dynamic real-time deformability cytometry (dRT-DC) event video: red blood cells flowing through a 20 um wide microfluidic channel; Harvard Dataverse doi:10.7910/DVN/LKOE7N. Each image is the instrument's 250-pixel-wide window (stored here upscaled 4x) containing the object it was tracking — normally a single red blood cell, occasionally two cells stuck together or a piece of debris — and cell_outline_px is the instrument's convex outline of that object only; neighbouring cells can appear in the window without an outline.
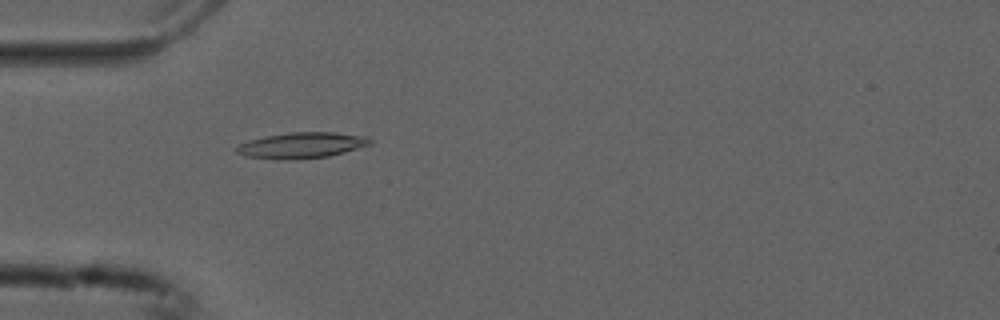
{"species": "common noctule bat (a hibernating species)", "species_latin": "Nyctalus noctula", "temperature_condition": "cold", "stored_images_in_passage": 54, "camera_frame_rate_fps": 3000, "um_per_image_px": 0.085, "animal": {"sex": "male", "forearm_length_mm": 52.5}, "frame": {"image": 1, "passage_image": 16, "time_ms": 5.0, "image_size_px": [1000, 320], "cell_outline_px": [[372, 144], [344, 152], [328, 156], [296, 160], [276, 160], [244, 156], [236, 152], [232, 148], [236, 144], [248, 140], [264, 136], [292, 132], [336, 132], [368, 136], [372, 140]], "centroid_in_image_um": [25.58, 12.35], "position_along_channel_um": 59.4, "area_um2": 20.63}}
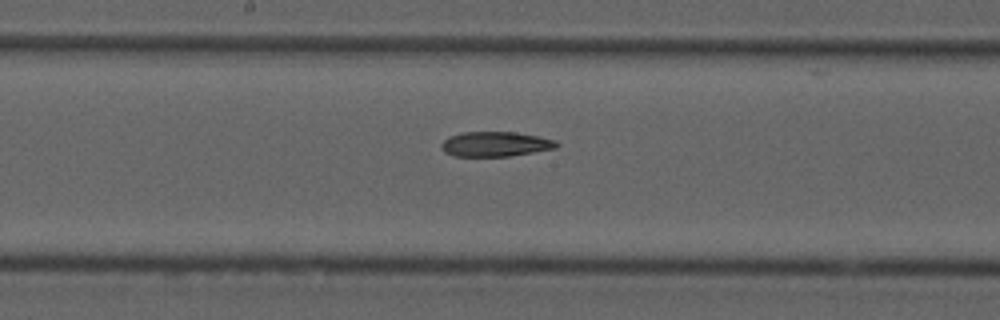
{"frame": {"image": 2, "passage_image": 28, "time_ms": 9.0, "image_size_px": [1000, 320], "cell_outline_px": [[560, 144], [556, 148], [508, 156], [452, 156], [444, 152], [440, 148], [440, 144], [444, 140], [452, 136], [464, 132], [512, 132], [536, 136], [556, 140]], "centroid_in_image_um": [42.08, 12.25], "position_along_channel_um": 206.1, "area_um2": 16.53}}
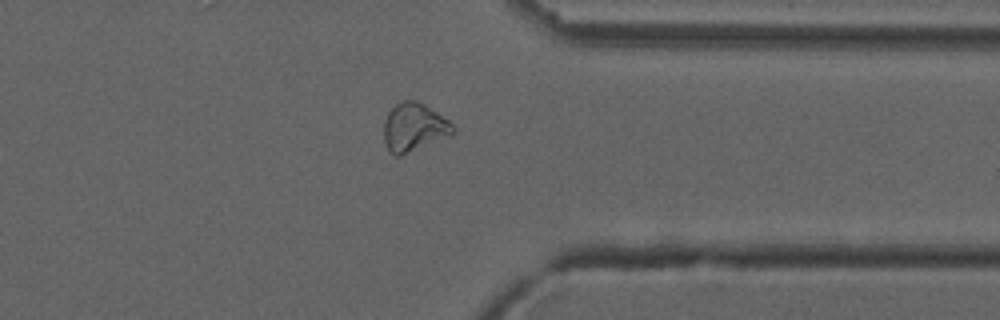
{"frame": {"image": 3, "passage_image": 42, "time_ms": 13.667, "image_size_px": [1000, 320], "cell_outline_px": [[456, 132], [452, 136], [400, 156], [392, 156], [388, 152], [384, 140], [384, 120], [388, 112], [396, 104], [404, 100], [416, 100], [424, 104], [448, 120], [456, 128]], "centroid_in_image_um": [35.2, 10.85], "position_along_channel_um": 376.2, "area_um2": 19.77}}